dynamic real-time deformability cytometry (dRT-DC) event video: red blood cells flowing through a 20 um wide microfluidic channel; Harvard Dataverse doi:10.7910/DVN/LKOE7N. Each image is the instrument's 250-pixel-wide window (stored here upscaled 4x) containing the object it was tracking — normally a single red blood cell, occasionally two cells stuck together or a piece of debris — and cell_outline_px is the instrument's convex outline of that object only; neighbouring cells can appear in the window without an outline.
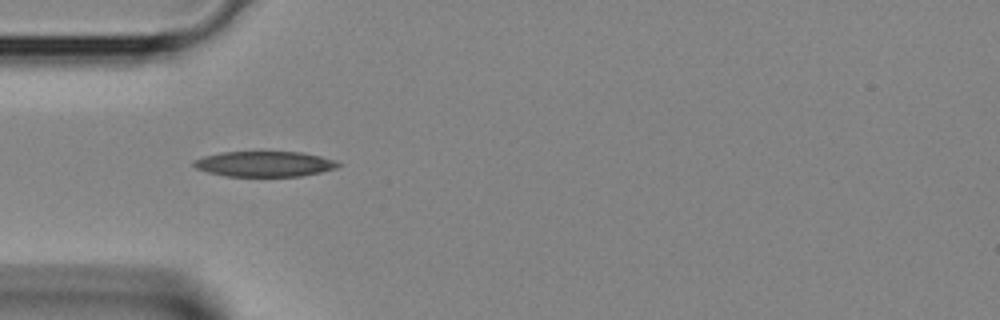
{"species": "Egyptian fruit bat (a non-hibernating species)", "species_latin": "Rousettus aegyptiacus", "temperature_condition": "room temperature", "stored_images_in_passage": 4, "camera_frame_rate_fps": 3000, "um_per_image_px": 0.085, "animal": {"sex": "female"}, "frame": {"image": 1, "passage_image": 3, "time_ms": 0.667, "image_size_px": [1000, 320], "cell_outline_px": [[344, 164], [336, 168], [304, 176], [228, 176], [208, 172], [196, 168], [192, 164], [192, 160], [204, 156], [220, 152], [300, 152], [320, 156], [336, 160]], "centroid_in_image_um": [22.5, 13.93], "position_along_channel_um": 62.5, "area_um2": 21.44}}
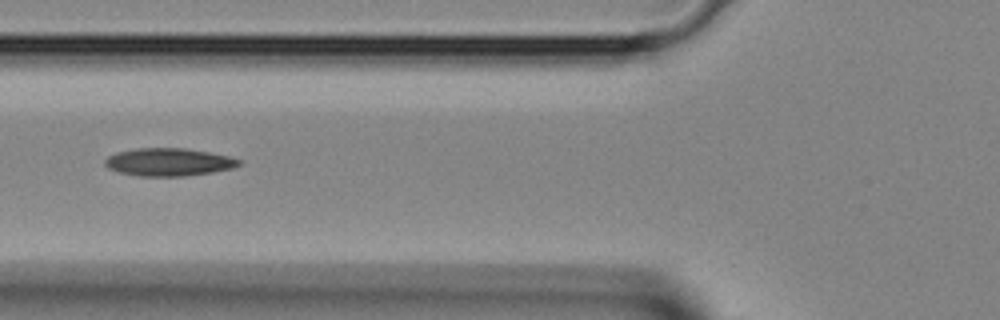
{"frame": {"image": 2, "passage_image": 4, "time_ms": 1.0, "image_size_px": [1000, 320], "cell_outline_px": [[244, 164], [232, 168], [212, 172], [184, 176], [136, 176], [120, 172], [108, 168], [104, 164], [104, 160], [108, 156], [116, 152], [136, 148], [184, 148], [208, 152], [228, 156], [244, 160]], "centroid_in_image_um": [14.36, 13.77], "position_along_channel_um": 111.4, "area_um2": 21.85}}